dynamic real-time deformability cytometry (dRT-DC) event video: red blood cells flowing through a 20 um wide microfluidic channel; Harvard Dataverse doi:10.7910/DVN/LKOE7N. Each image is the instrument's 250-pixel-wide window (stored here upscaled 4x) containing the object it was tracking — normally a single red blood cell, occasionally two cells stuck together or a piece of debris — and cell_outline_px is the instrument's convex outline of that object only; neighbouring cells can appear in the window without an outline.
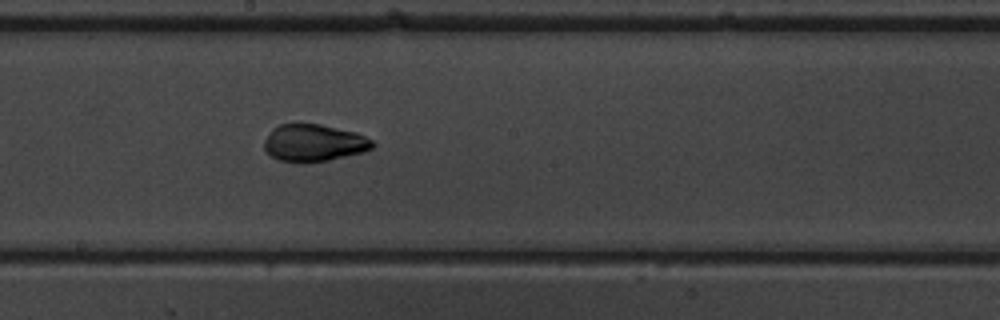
{"species": "common noctule bat (a hibernating species)", "species_latin": "Nyctalus noctula", "temperature_condition": "warm", "stored_images_in_passage": 8, "camera_frame_rate_fps": 3000, "um_per_image_px": 0.085, "animal": {"sex": "male", "body_mass_g": 19.5, "forearm_length_mm": 54.6}, "frame": {"image": 1, "passage_image": 8, "time_ms": 8.0, "image_size_px": [1000, 320], "cell_outline_px": [[376, 144], [372, 148], [364, 152], [328, 160], [280, 160], [272, 156], [264, 148], [264, 140], [272, 128], [280, 124], [320, 124], [356, 132], [372, 140]], "centroid_in_image_um": [26.71, 12.11], "position_along_channel_um": 221.5, "area_um2": 22.89}}